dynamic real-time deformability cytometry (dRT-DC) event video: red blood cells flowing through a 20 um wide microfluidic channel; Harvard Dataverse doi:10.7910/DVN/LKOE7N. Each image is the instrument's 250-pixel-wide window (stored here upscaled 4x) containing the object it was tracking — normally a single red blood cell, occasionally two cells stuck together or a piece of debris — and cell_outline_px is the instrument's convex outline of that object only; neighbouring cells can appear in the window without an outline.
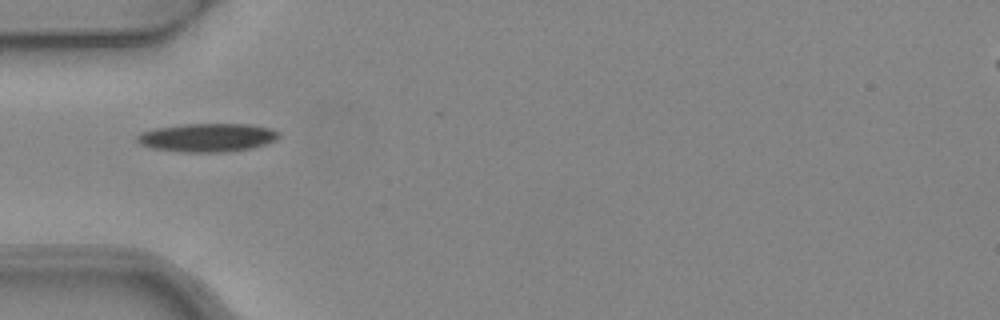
{"species": "common noctule bat (a hibernating species)", "species_latin": "Nyctalus noctula", "temperature_condition": "warm", "stored_images_in_passage": 1, "camera_frame_rate_fps": 3000, "um_per_image_px": 0.085, "animal": {"sex": "female", "body_mass_g": 24.6, "forearm_length_mm": 56.2}, "frame": {"image": 1, "passage_image": 1, "time_ms": 0.0, "image_size_px": [1000, 320], "cell_outline_px": [[280, 136], [276, 140], [252, 148], [224, 152], [184, 152], [152, 148], [140, 144], [136, 140], [136, 136], [140, 132], [156, 128], [180, 124], [248, 124], [272, 128], [280, 132]], "centroid_in_image_um": [17.63, 11.68], "position_along_channel_um": 67.4, "area_um2": 23.64}}